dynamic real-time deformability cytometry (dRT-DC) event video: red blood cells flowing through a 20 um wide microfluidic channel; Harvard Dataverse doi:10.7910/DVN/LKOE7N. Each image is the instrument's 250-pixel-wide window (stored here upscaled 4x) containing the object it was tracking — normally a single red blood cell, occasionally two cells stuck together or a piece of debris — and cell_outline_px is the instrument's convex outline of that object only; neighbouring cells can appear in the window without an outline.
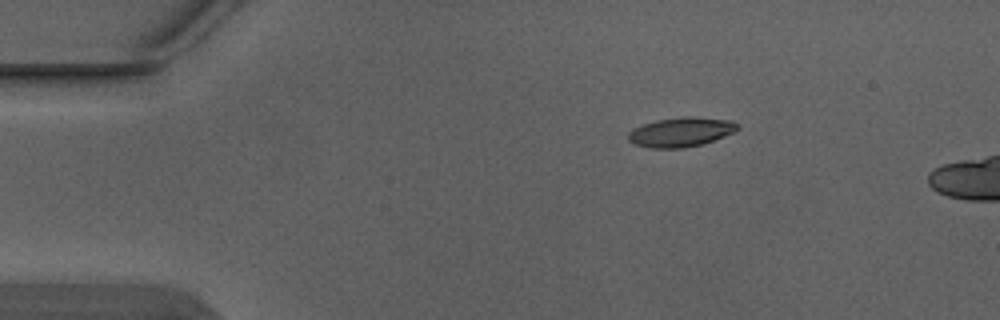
{"species": "Egyptian fruit bat (a non-hibernating species)", "species_latin": "Rousettus aegyptiacus", "temperature_condition": "warm", "stored_images_in_passage": 4, "camera_frame_rate_fps": 3000, "um_per_image_px": 0.085, "animal": {"sex": "male"}, "frame": {"image": 1, "passage_image": 4, "time_ms": 1.0, "image_size_px": [1000, 320], "cell_outline_px": [[740, 128], [736, 132], [700, 144], [684, 148], [652, 148], [636, 144], [628, 140], [628, 132], [632, 128], [656, 120], [684, 116], [692, 116], [732, 120], [740, 124]], "centroid_in_image_um": [57.91, 11.21], "position_along_channel_um": 27.1, "area_um2": 18.84}}